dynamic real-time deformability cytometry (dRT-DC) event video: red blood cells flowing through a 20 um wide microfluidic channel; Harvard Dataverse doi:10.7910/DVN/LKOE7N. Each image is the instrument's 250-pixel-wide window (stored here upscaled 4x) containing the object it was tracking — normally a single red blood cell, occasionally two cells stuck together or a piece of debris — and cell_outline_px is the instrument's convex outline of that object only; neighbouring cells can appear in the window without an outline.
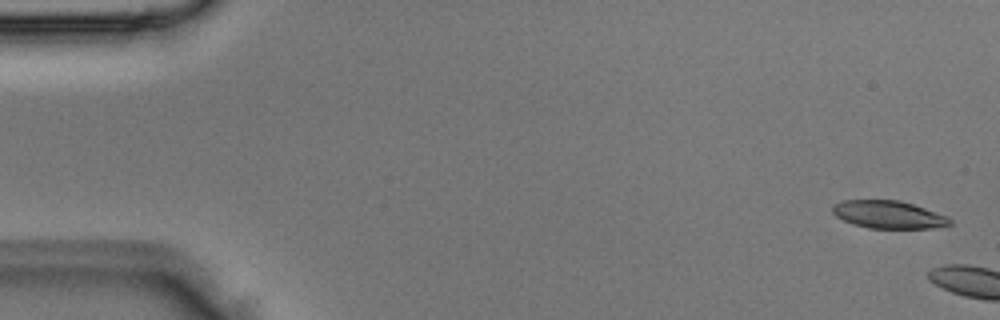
{"species": "Egyptian fruit bat (a non-hibernating species)", "species_latin": "Rousettus aegyptiacus", "temperature_condition": "room temperature", "stored_images_in_passage": 6, "camera_frame_rate_fps": 3000, "um_per_image_px": 0.085, "animal": {"sex": "male"}, "frame": {"image": 1, "passage_image": 1, "time_ms": 0.0, "image_size_px": [1000, 320], "cell_outline_px": [[952, 224], [944, 228], [868, 228], [852, 224], [836, 216], [832, 212], [832, 204], [840, 200], [896, 200], [912, 204], [948, 216], [952, 220]], "centroid_in_image_um": [75.53, 18.25], "position_along_channel_um": 9.5, "area_um2": 19.13}}
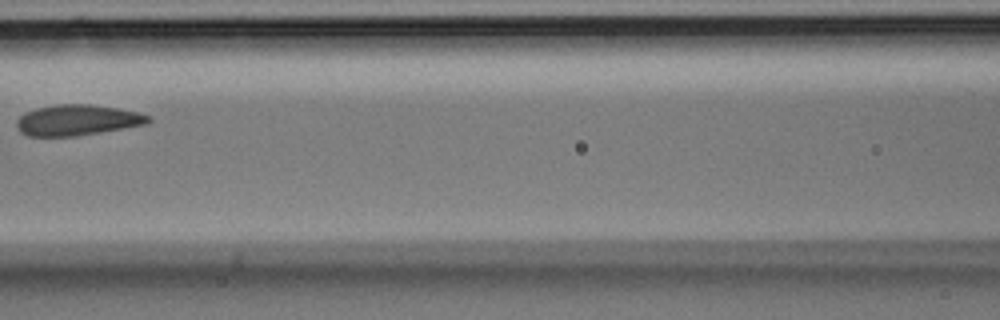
{"frame": {"image": 2, "passage_image": 6, "time_ms": 1.667, "image_size_px": [1000, 320], "cell_outline_px": [[152, 120], [148, 124], [100, 132], [72, 136], [28, 136], [20, 132], [16, 124], [16, 120], [24, 112], [36, 108], [56, 104], [88, 104], [116, 108], [136, 112], [148, 116]], "centroid_in_image_um": [6.53, 10.21], "position_along_channel_um": 160.1, "area_um2": 23.47}}